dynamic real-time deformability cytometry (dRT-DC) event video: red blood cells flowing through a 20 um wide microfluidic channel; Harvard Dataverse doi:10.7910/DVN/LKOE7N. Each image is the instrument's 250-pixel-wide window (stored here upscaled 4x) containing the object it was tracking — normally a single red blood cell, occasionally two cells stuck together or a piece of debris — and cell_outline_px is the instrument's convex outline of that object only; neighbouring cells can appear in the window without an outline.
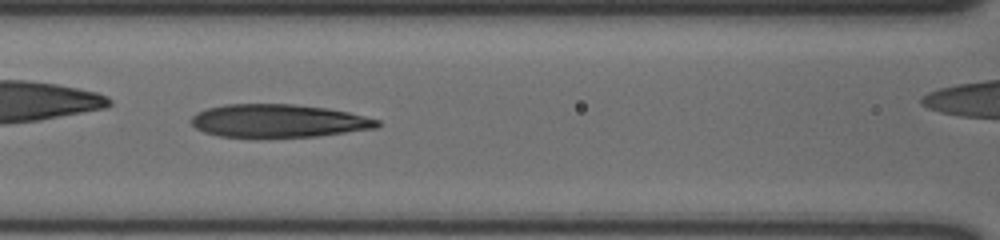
{"species": "human", "species_latin": "Homo sapiens", "temperature_condition": "cold", "stored_images_in_passage": 34, "camera_frame_rate_fps": 3000, "um_per_image_px": 0.085, "donor": {"sex": "male"}, "frame": {"image": 1, "passage_image": 10, "time_ms": 3.0, "image_size_px": [1000, 240], "cell_outline_px": [[380, 124], [376, 128], [316, 136], [220, 136], [204, 132], [196, 128], [192, 124], [192, 116], [208, 108], [224, 104], [292, 104], [328, 108], [348, 112], [380, 120]], "centroid_in_image_um": [23.69, 10.25], "position_along_channel_um": 142.9, "area_um2": 35.26}}
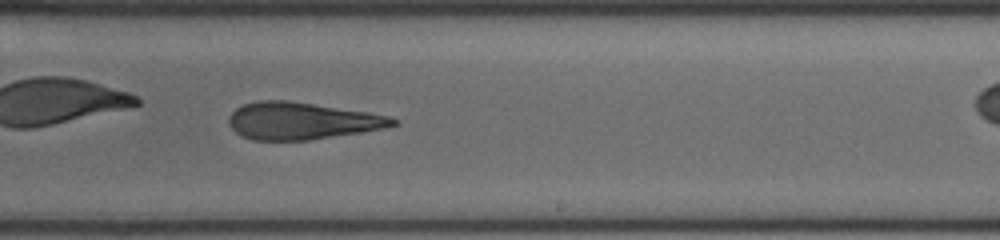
{"frame": {"image": 2, "passage_image": 20, "time_ms": 6.333, "image_size_px": [1000, 240], "cell_outline_px": [[400, 124], [384, 128], [360, 132], [308, 140], [252, 140], [240, 136], [228, 124], [228, 116], [236, 108], [244, 104], [256, 100], [288, 100], [368, 112], [392, 116], [400, 120]], "centroid_in_image_um": [25.65, 10.27], "position_along_channel_um": 263.4, "area_um2": 35.66}}